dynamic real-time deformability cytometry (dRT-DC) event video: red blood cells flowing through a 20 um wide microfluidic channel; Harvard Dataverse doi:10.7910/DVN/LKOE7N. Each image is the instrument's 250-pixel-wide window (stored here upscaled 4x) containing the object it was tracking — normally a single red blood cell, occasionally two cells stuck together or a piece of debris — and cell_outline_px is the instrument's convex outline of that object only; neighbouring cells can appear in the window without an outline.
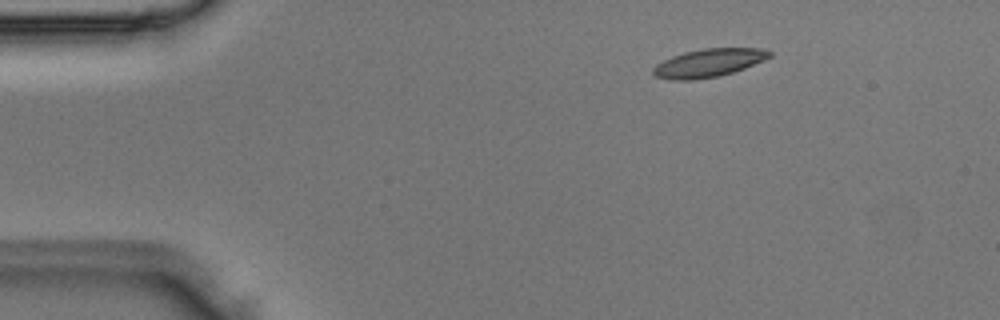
{"species": "Egyptian fruit bat (a non-hibernating species)", "species_latin": "Rousettus aegyptiacus", "temperature_condition": "room temperature", "stored_images_in_passage": 2, "camera_frame_rate_fps": 3000, "um_per_image_px": 0.085, "animal": {"sex": "male"}, "frame": {"image": 1, "passage_image": 1, "time_ms": 0.0, "image_size_px": [1000, 320], "cell_outline_px": [[772, 56], [764, 60], [744, 68], [720, 76], [692, 80], [672, 80], [656, 76], [652, 72], [652, 68], [656, 64], [672, 56], [684, 52], [704, 48], [760, 48], [772, 52]], "centroid_in_image_um": [60.23, 5.34], "position_along_channel_um": 24.8, "area_um2": 19.07}}